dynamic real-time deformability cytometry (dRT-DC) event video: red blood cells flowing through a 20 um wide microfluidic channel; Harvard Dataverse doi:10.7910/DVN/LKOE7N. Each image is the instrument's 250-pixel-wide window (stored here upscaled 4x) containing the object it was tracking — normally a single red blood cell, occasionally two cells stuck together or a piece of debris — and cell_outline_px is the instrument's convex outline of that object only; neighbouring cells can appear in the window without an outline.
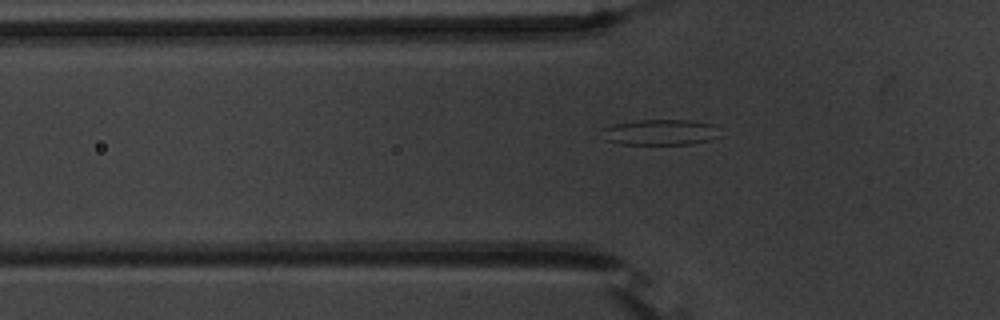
{"species": "common noctule bat (a hibernating species)", "species_latin": "Nyctalus noctula", "temperature_condition": "warm", "stored_images_in_passage": 37, "camera_frame_rate_fps": 3000, "um_per_image_px": 0.085, "animal": {"sex": "male", "body_mass_g": 20.1, "forearm_length_mm": 53.5}, "frame": {"image": 1, "passage_image": 6, "time_ms": 1.667, "image_size_px": [1000, 320], "cell_outline_px": [[720, 136], [708, 140], [692, 144], [624, 144], [608, 140], [604, 128], [616, 124], [636, 120], [692, 120], [716, 124]], "centroid_in_image_um": [56.26, 11.23], "position_along_channel_um": 69.5, "area_um2": 17.4}}
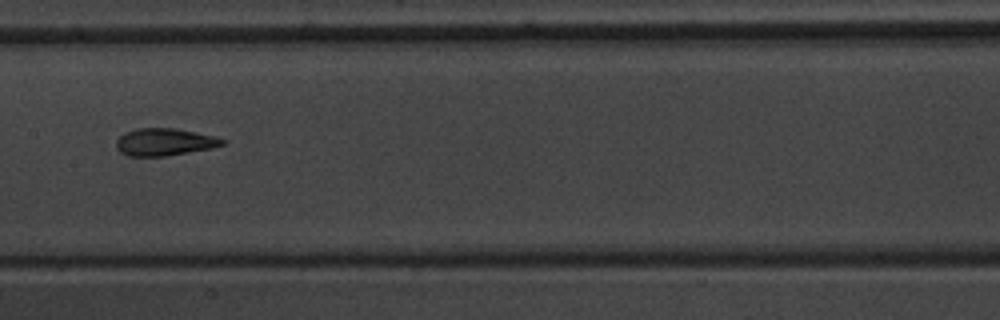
{"frame": {"image": 2, "passage_image": 16, "time_ms": 5.0, "image_size_px": [1000, 320], "cell_outline_px": [[228, 140], [224, 144], [212, 148], [164, 156], [128, 156], [120, 152], [116, 148], [116, 140], [124, 132], [136, 128], [176, 128], [216, 136]], "centroid_in_image_um": [13.98, 12.06], "position_along_channel_um": 193.4, "area_um2": 17.05}}
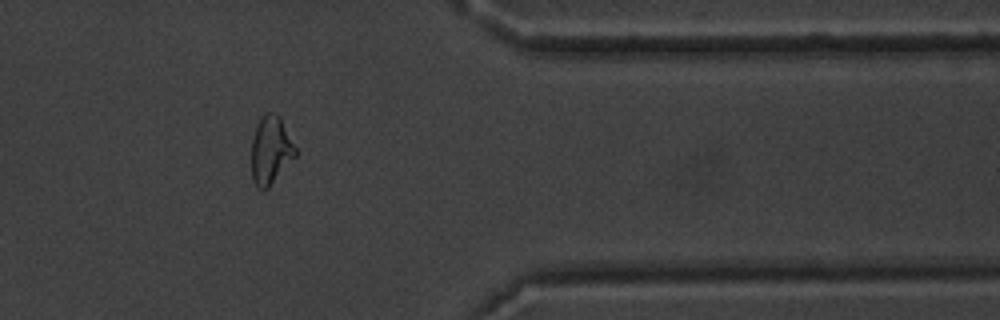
{"frame": {"image": 3, "passage_image": 33, "time_ms": 10.667, "image_size_px": [1000, 320], "cell_outline_px": [[296, 156], [268, 188], [260, 188], [252, 180], [252, 140], [256, 128], [260, 120], [268, 112], [276, 112], [280, 116], [296, 148]], "centroid_in_image_um": [23.03, 12.76], "position_along_channel_um": 388.4, "area_um2": 17.11}}